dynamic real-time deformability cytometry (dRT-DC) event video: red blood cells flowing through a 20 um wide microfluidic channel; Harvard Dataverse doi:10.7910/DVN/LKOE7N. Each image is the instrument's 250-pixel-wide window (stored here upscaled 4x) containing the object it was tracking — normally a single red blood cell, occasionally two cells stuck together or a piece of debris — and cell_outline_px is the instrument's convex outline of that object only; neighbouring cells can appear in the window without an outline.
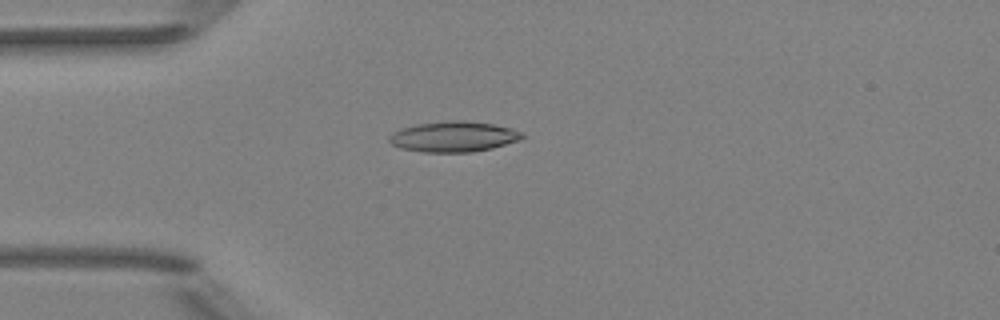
{"species": "Egyptian fruit bat (a non-hibernating species)", "species_latin": "Rousettus aegyptiacus", "temperature_condition": "room temperature", "stored_images_in_passage": 2, "camera_frame_rate_fps": 3000, "um_per_image_px": 0.085, "animal": {"sex": "female"}, "frame": {"image": 1, "passage_image": 2, "time_ms": 1.0, "image_size_px": [1000, 320], "cell_outline_px": [[524, 136], [520, 140], [492, 148], [472, 152], [424, 152], [400, 148], [392, 144], [388, 140], [388, 136], [392, 132], [400, 128], [416, 124], [452, 120], [464, 120], [492, 124], [512, 128], [520, 132]], "centroid_in_image_um": [38.52, 11.61], "position_along_channel_um": 46.5, "area_um2": 23.7}}